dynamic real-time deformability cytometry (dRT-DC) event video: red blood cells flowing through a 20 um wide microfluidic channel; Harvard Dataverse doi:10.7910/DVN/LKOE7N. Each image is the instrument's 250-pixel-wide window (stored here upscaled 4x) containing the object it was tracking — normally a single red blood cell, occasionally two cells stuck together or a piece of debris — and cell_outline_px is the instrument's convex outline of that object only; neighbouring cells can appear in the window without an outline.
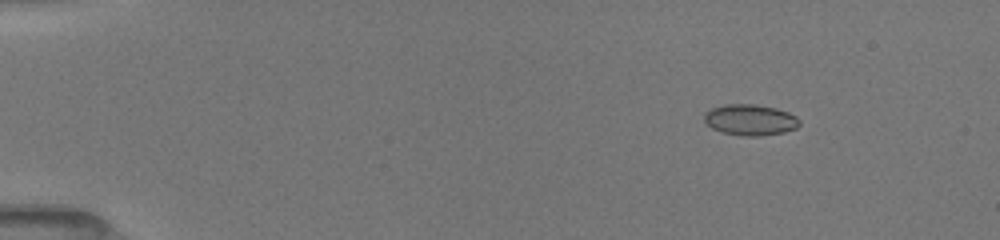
{"species": "common noctule bat (a hibernating species)", "species_latin": "Nyctalus noctula", "temperature_condition": "room temperature", "stored_images_in_passage": 14, "camera_frame_rate_fps": 3000, "um_per_image_px": 0.085, "animal": {"sex": "female", "body_mass_g": 19.5, "forearm_length_mm": 54.1}, "frame": {"image": 1, "passage_image": 4, "time_ms": 2.333, "image_size_px": [1000, 240], "cell_outline_px": [[800, 124], [796, 128], [784, 132], [760, 136], [740, 136], [720, 132], [712, 128], [704, 120], [704, 112], [712, 108], [724, 104], [756, 104], [776, 108], [788, 112], [796, 116], [800, 120]], "centroid_in_image_um": [63.76, 10.19], "position_along_channel_um": 21.2, "area_um2": 17.4}}
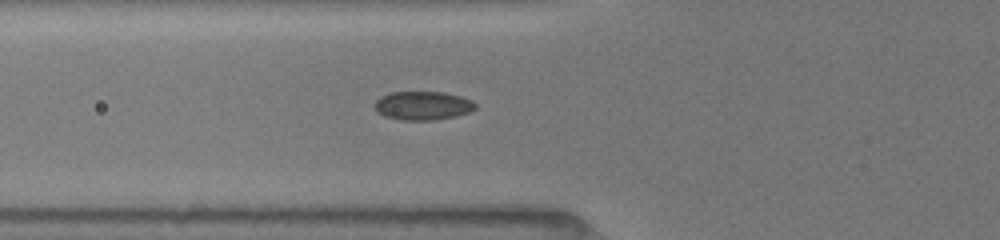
{"frame": {"image": 2, "passage_image": 10, "time_ms": 6.667, "image_size_px": [1000, 240], "cell_outline_px": [[476, 108], [468, 112], [456, 116], [436, 120], [400, 120], [384, 116], [376, 112], [376, 100], [380, 96], [388, 92], [444, 92], [460, 96], [472, 100], [476, 104]], "centroid_in_image_um": [35.93, 8.98], "position_along_channel_um": 89.9, "area_um2": 16.94}}
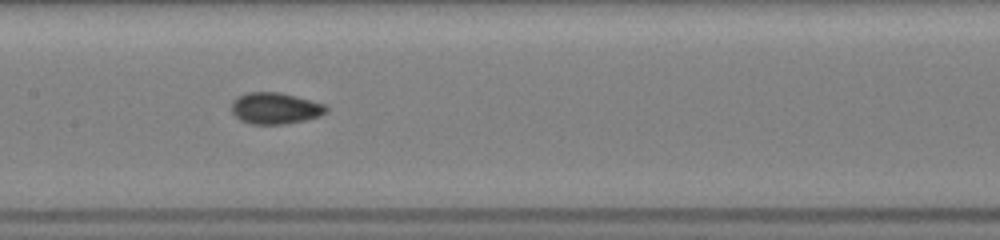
{"frame": {"image": 3, "passage_image": 13, "time_ms": 9.0, "image_size_px": [1000, 240], "cell_outline_px": [[328, 112], [320, 116], [304, 120], [284, 124], [252, 124], [240, 120], [232, 112], [232, 100], [236, 96], [248, 92], [280, 92], [296, 96], [324, 104], [328, 108]], "centroid_in_image_um": [23.38, 9.2], "position_along_channel_um": 184.0, "area_um2": 17.4}}